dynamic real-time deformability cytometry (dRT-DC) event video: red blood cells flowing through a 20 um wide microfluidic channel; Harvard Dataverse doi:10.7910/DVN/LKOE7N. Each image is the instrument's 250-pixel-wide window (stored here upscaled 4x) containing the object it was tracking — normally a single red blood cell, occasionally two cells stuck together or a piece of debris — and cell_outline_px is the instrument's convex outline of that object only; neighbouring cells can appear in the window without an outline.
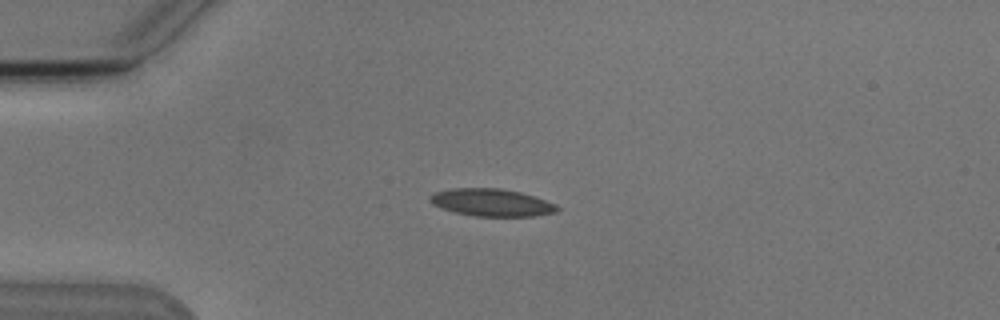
{"species": "Egyptian fruit bat (a non-hibernating species)", "species_latin": "Rousettus aegyptiacus", "temperature_condition": "cold", "stored_images_in_passage": 5, "camera_frame_rate_fps": 3000, "um_per_image_px": 0.085, "animal": {"sex": "male"}, "frame": {"image": 1, "passage_image": 3, "time_ms": 2.333, "image_size_px": [1000, 320], "cell_outline_px": [[560, 208], [556, 212], [536, 216], [472, 216], [456, 212], [432, 204], [428, 200], [428, 196], [432, 192], [452, 188], [500, 188], [520, 192], [556, 204]], "centroid_in_image_um": [41.75, 17.21], "position_along_channel_um": 43.2, "area_um2": 20.35}}